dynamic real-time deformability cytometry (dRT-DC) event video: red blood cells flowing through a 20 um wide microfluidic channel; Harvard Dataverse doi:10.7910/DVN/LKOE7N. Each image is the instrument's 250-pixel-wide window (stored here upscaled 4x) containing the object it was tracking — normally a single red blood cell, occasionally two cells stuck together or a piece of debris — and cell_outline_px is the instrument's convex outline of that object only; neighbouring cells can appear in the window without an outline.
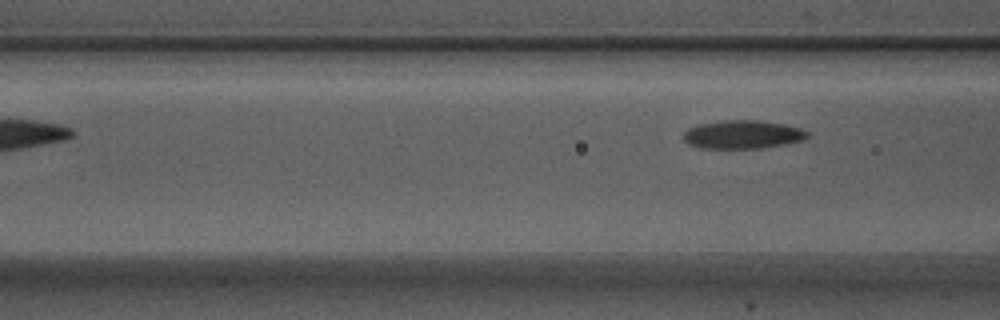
{"species": "Egyptian fruit bat (a non-hibernating species)", "species_latin": "Rousettus aegyptiacus", "temperature_condition": "warm", "stored_images_in_passage": 3, "camera_frame_rate_fps": 3000, "um_per_image_px": 0.085, "animal": {"sex": "male"}, "frame": {"image": 1, "passage_image": 3, "time_ms": 0.667, "image_size_px": [1000, 320], "cell_outline_px": [[808, 136], [804, 140], [784, 144], [760, 148], [700, 148], [688, 144], [680, 136], [688, 128], [696, 124], [720, 120], [756, 120], [784, 124], [800, 128], [808, 132]], "centroid_in_image_um": [63.06, 11.42], "position_along_channel_um": 103.5, "area_um2": 20.69}}